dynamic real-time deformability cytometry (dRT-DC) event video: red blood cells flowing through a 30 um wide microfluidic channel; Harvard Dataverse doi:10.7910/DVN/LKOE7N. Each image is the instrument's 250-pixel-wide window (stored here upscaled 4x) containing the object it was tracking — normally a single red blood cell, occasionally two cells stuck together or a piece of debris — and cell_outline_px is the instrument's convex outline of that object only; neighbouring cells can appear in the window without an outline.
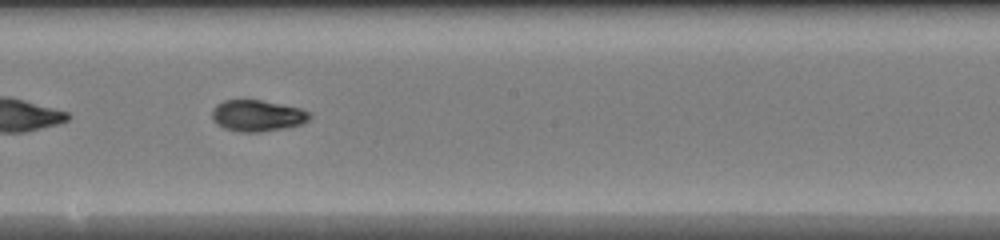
{"species": "common noctule bat (a hibernating species)", "species_latin": "Nyctalus noctula", "temperature_condition": "warm", "stored_images_in_passage": 31, "camera_frame_rate_fps": 3000, "um_per_image_px": 0.085, "animal": {"sex": "female", "body_mass_g": 20.0, "forearm_length_mm": 54.0}, "frame": {"image": 1, "passage_image": 14, "time_ms": 4.333, "image_size_px": [1000, 240], "cell_outline_px": [[312, 116], [308, 120], [300, 124], [284, 128], [260, 132], [240, 132], [224, 128], [216, 124], [212, 120], [212, 108], [216, 104], [224, 100], [260, 100], [300, 108], [312, 112]], "centroid_in_image_um": [21.85, 9.83], "position_along_channel_um": 226.3, "area_um2": 17.92}}